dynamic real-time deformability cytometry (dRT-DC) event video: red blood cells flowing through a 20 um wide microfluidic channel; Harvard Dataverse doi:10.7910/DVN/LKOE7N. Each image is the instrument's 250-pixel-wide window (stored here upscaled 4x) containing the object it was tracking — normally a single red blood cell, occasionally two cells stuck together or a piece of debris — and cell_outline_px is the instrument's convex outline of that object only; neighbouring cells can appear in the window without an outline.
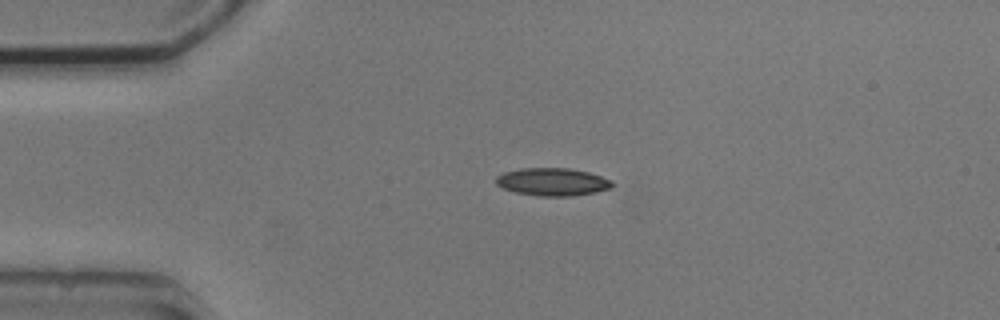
{"species": "common noctule bat (a hibernating species)", "species_latin": "Nyctalus noctula", "temperature_condition": "cold", "stored_images_in_passage": 5, "camera_frame_rate_fps": 3000, "um_per_image_px": 0.085, "animal": {"sex": "male", "body_mass_g": 20.5, "forearm_length_mm": 52.5}, "frame": {"image": 1, "passage_image": 4, "time_ms": 3.667, "image_size_px": [1000, 320], "cell_outline_px": [[612, 188], [596, 192], [572, 196], [540, 196], [516, 192], [504, 188], [496, 184], [496, 176], [504, 172], [520, 168], [568, 168], [588, 172], [612, 180]], "centroid_in_image_um": [46.97, 15.45], "position_along_channel_um": 38.0, "area_um2": 18.73}}